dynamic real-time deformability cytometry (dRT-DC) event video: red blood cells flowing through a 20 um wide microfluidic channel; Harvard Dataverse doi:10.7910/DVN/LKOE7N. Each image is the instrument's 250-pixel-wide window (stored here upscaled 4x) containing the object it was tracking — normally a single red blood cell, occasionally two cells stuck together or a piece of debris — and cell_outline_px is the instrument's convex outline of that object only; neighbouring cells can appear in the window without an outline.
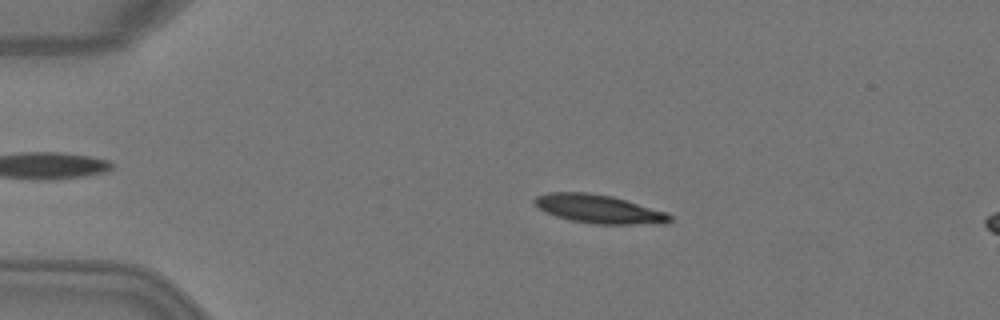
{"species": "Egyptian fruit bat (a non-hibernating species)", "species_latin": "Rousettus aegyptiacus", "temperature_condition": "warm", "stored_images_in_passage": 4, "segment_of_instrument_passage": [1, 2], "camera_frame_rate_fps": 3000, "um_per_image_px": 0.085, "animal": {"sex": "female"}, "frame": {"image": 1, "passage_image": 2, "time_ms": 0.333, "image_size_px": [1000, 320], "cell_outline_px": [[672, 220], [668, 224], [596, 224], [568, 220], [544, 212], [532, 200], [536, 196], [548, 192], [588, 192], [612, 196], [668, 212], [672, 216]], "centroid_in_image_um": [50.94, 17.77], "position_along_channel_um": 34.1, "area_um2": 22.77}}